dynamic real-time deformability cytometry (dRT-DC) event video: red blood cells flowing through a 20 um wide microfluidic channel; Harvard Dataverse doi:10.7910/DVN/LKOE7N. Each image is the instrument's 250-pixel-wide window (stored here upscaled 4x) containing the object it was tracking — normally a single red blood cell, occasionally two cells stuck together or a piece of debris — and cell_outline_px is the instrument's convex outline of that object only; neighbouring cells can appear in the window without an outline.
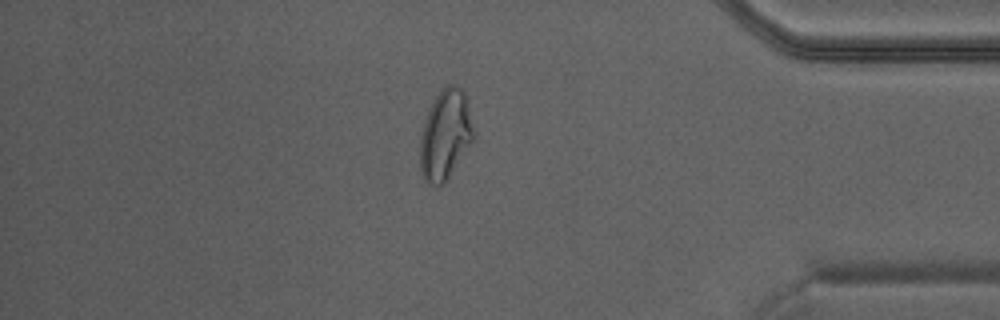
{"species": "Egyptian fruit bat (a non-hibernating species)", "species_latin": "Rousettus aegyptiacus", "temperature_condition": "warm", "stored_images_in_passage": 42, "camera_frame_rate_fps": 3000, "um_per_image_px": 0.085, "animal": {"sex": "male"}, "frame": {"image": 1, "passage_image": 36, "time_ms": 11.667, "image_size_px": [1000, 320], "cell_outline_px": [[476, 140], [444, 184], [440, 188], [436, 188], [428, 184], [424, 180], [420, 168], [420, 132], [428, 108], [440, 88], [448, 84], [456, 84], [464, 92], [468, 104], [476, 136]], "centroid_in_image_um": [37.86, 11.49], "position_along_channel_um": 397.3, "area_um2": 29.19}}